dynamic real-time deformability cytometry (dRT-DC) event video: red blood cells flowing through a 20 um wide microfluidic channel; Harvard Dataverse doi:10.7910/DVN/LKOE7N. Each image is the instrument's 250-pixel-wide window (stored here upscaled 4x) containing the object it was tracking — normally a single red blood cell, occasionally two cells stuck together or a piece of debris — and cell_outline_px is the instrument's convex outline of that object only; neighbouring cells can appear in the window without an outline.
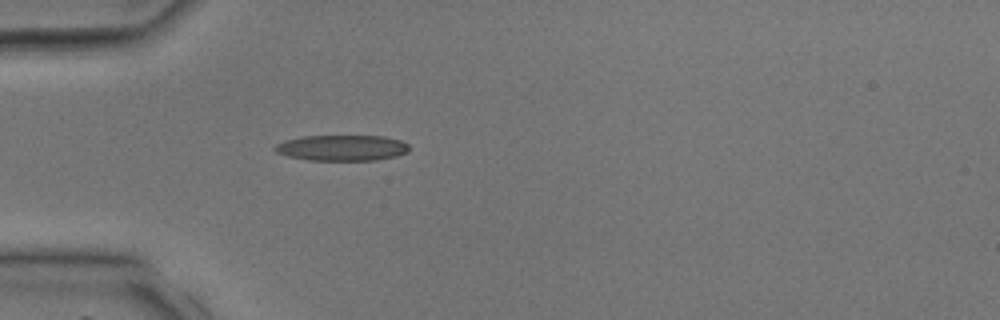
{"species": "common noctule bat (a hibernating species)", "species_latin": "Nyctalus noctula", "temperature_condition": "room temperature", "stored_images_in_passage": 28, "camera_frame_rate_fps": 3000, "um_per_image_px": 0.085, "animal": {"sex": "male", "body_mass_g": 17.9, "forearm_length_mm": 54.2}, "frame": {"image": 1, "passage_image": 1, "time_ms": 0.0, "image_size_px": [1000, 320], "cell_outline_px": [[408, 152], [396, 156], [376, 160], [308, 160], [288, 156], [276, 152], [272, 148], [276, 144], [284, 140], [304, 136], [384, 136], [400, 140], [408, 144]], "centroid_in_image_um": [29.05, 12.56], "position_along_channel_um": 56.0, "area_um2": 20.17}}
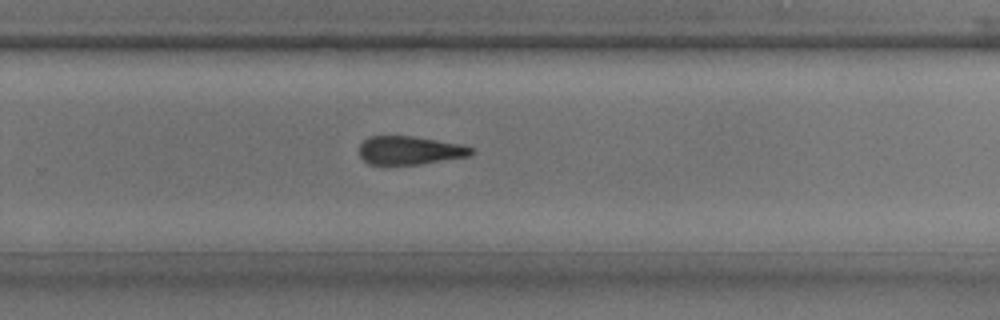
{"frame": {"image": 2, "passage_image": 15, "time_ms": 4.667, "image_size_px": [1000, 320], "cell_outline_px": [[476, 148], [468, 156], [420, 164], [368, 164], [360, 156], [360, 144], [368, 136], [412, 136], [464, 144]], "centroid_in_image_um": [34.85, 12.77], "position_along_channel_um": 294.9, "area_um2": 18.55}}
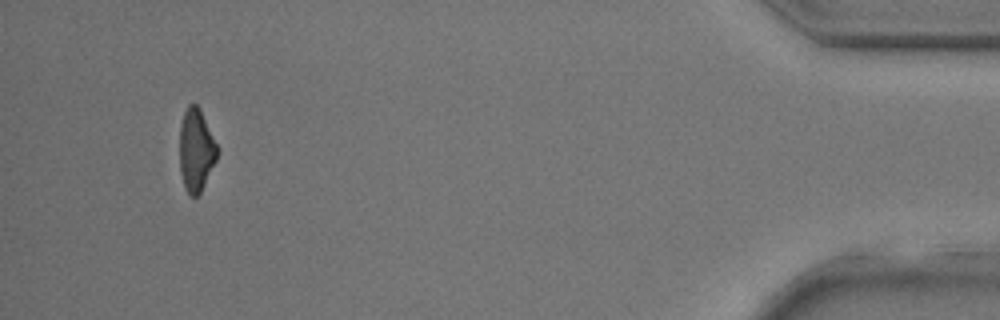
{"frame": {"image": 3, "passage_image": 26, "time_ms": 8.333, "image_size_px": [1000, 320], "cell_outline_px": [[216, 160], [200, 192], [196, 196], [188, 196], [184, 188], [180, 172], [180, 124], [184, 112], [188, 104], [196, 104], [200, 108], [216, 144]], "centroid_in_image_um": [16.63, 12.76], "position_along_channel_um": 418.6, "area_um2": 17.86}}